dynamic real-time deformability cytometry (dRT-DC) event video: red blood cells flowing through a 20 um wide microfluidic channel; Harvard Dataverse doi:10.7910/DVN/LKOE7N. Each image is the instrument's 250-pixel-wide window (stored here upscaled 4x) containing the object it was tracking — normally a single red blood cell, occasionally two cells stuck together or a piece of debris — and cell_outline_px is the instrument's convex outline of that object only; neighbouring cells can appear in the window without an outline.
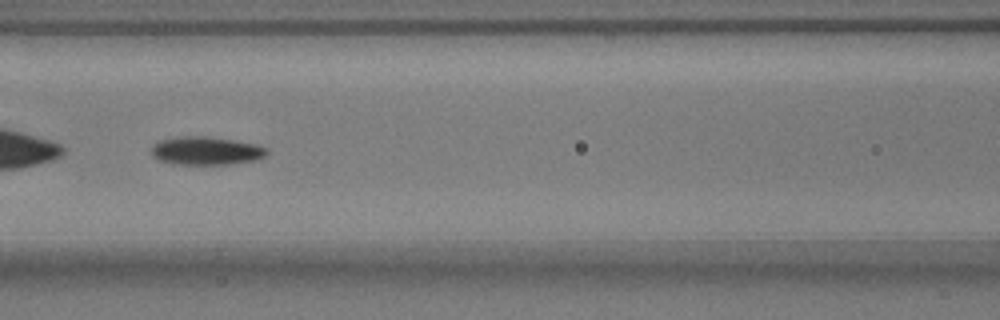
{"species": "common noctule bat (a hibernating species)", "species_latin": "Nyctalus noctula", "temperature_condition": "warm", "stored_images_in_passage": 54, "camera_frame_rate_fps": 3000, "um_per_image_px": 0.085, "animal": {"sex": "male", "body_mass_g": 17.9}, "frame": {"image": 1, "passage_image": 23, "time_ms": 7.333, "image_size_px": [1000, 320], "cell_outline_px": [[268, 152], [264, 156], [252, 160], [228, 164], [172, 164], [160, 160], [152, 156], [152, 144], [160, 140], [176, 136], [204, 136], [232, 140], [256, 144], [268, 148]], "centroid_in_image_um": [17.47, 12.81], "position_along_channel_um": 149.1, "area_um2": 18.9}}
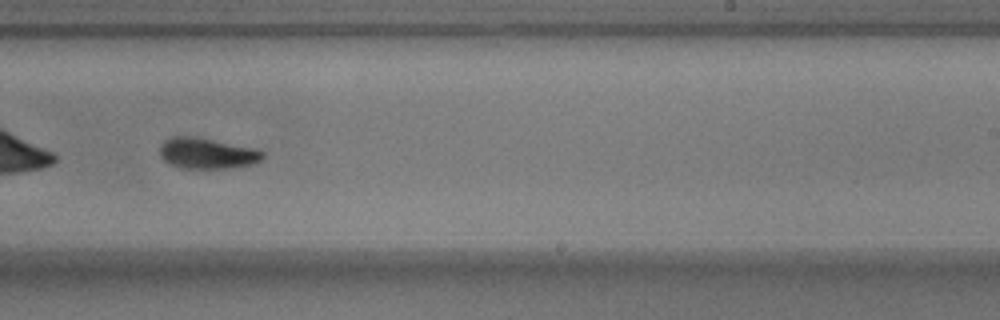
{"frame": {"image": 2, "passage_image": 33, "time_ms": 10.667, "image_size_px": [1000, 320], "cell_outline_px": [[264, 156], [256, 164], [228, 168], [180, 168], [164, 160], [160, 156], [160, 144], [164, 140], [172, 136], [188, 136], [260, 148], [264, 152]], "centroid_in_image_um": [17.64, 13.03], "position_along_channel_um": 271.4, "area_um2": 18.61}}
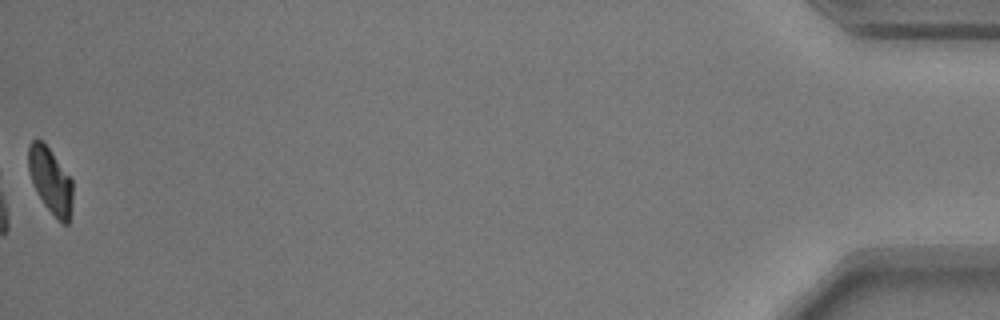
{"frame": {"image": 3, "passage_image": 54, "time_ms": 17.667, "image_size_px": [1000, 320], "cell_outline_px": [[72, 204], [68, 224], [60, 224], [44, 204], [28, 172], [28, 144], [32, 140], [40, 140], [48, 148], [72, 180]], "centroid_in_image_um": [4.29, 15.38], "position_along_channel_um": 430.9, "area_um2": 16.65}, "authors_computed_cell_mechanics": {"area_um2": 19.2185, "velocity_mm_per_s": 3.6822, "shape_relaxation_time_tau1_ms": 3.4104, "shape_relaxation_time_tau2_ms": 3.4876, "deformation_change_tau1": 0.1341, "deformation_change_tau2": 0.0853}}